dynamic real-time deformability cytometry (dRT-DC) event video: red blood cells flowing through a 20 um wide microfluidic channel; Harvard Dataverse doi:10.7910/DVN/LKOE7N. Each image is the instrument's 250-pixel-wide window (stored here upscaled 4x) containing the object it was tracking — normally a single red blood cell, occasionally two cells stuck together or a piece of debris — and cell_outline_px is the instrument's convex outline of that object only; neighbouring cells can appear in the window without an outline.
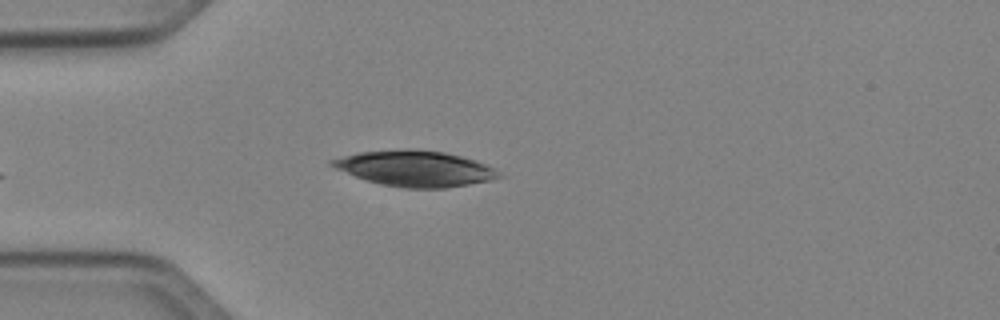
{"species": "Egyptian fruit bat (a non-hibernating species)", "species_latin": "Rousettus aegyptiacus", "temperature_condition": "cold", "stored_images_in_passage": 34, "camera_frame_rate_fps": 3000, "um_per_image_px": 0.085, "animal": {"sex": "female"}, "frame": {"image": 1, "passage_image": 1, "time_ms": 0.0, "image_size_px": [1000, 320], "cell_outline_px": [[504, 176], [492, 180], [444, 188], [404, 188], [380, 184], [356, 176], [336, 168], [328, 164], [328, 160], [356, 152], [404, 148], [416, 148], [444, 152], [476, 160], [500, 172]], "centroid_in_image_um": [35.27, 14.3], "position_along_channel_um": 49.7, "area_um2": 34.85}}
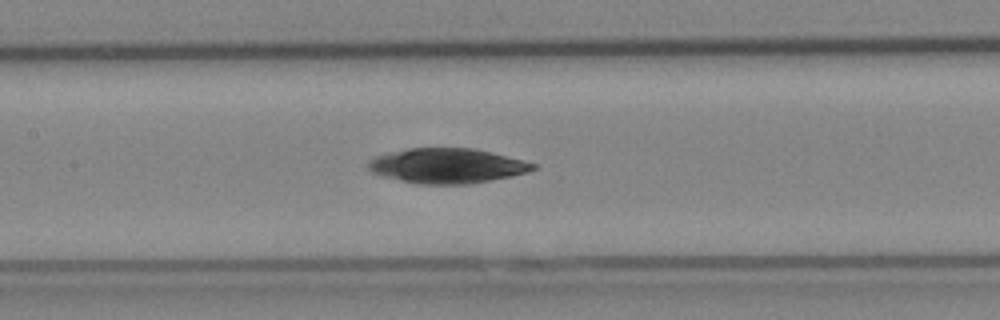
{"frame": {"image": 2, "passage_image": 11, "time_ms": 3.333, "image_size_px": [1000, 320], "cell_outline_px": [[536, 168], [528, 172], [512, 176], [468, 184], [420, 184], [380, 176], [372, 172], [368, 168], [368, 160], [376, 156], [408, 148], [472, 148], [492, 152], [524, 160], [536, 164]], "centroid_in_image_um": [38.01, 14.09], "position_along_channel_um": 169.4, "area_um2": 33.47}}
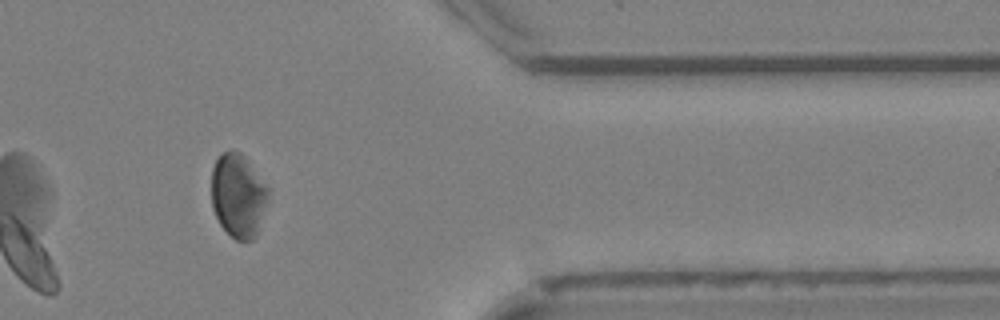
{"frame": {"image": 3, "passage_image": 29, "time_ms": 9.333, "image_size_px": [1000, 320], "cell_outline_px": [[272, 188], [256, 236], [252, 240], [236, 240], [220, 224], [212, 208], [212, 168], [216, 160], [224, 152], [240, 152], [244, 156]], "centroid_in_image_um": [20.29, 16.62], "position_along_channel_um": 391.1, "area_um2": 27.86}}